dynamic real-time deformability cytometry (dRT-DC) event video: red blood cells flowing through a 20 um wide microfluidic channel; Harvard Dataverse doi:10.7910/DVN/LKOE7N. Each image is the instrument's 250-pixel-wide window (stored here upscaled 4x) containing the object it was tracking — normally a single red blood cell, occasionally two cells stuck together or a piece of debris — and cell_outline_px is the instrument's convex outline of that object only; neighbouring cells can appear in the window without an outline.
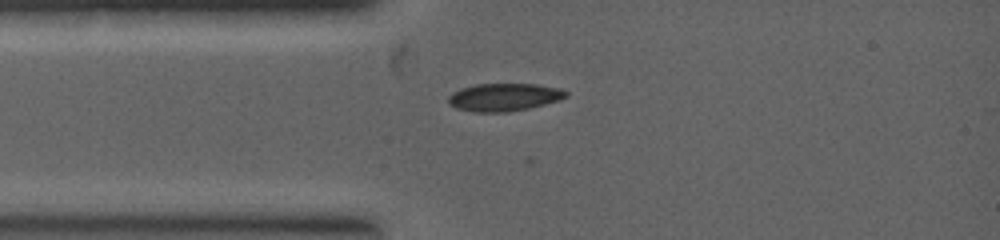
{"species": "common noctule bat (a hibernating species)", "species_latin": "Nyctalus noctula", "temperature_condition": "warm", "stored_images_in_passage": 2, "camera_frame_rate_fps": 5000, "um_per_image_px": 0.085, "animal": {"sex": "female", "body_mass_g": 19.0, "forearm_length_mm": 53.3}, "frame": {"image": 1, "passage_image": 1, "time_ms": 0.0, "image_size_px": [1000, 240], "cell_outline_px": [[568, 96], [560, 100], [528, 108], [508, 112], [472, 112], [456, 108], [448, 104], [448, 96], [452, 92], [460, 88], [476, 84], [536, 84], [560, 88], [568, 92]], "centroid_in_image_um": [42.82, 8.26], "position_along_channel_um": 42.2, "area_um2": 19.19}}